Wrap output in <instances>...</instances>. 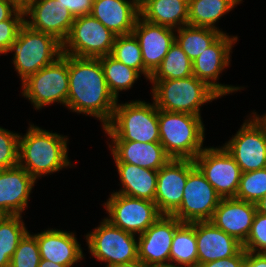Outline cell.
Masks as SVG:
<instances>
[{"label":"cell","instance_id":"681fc988","mask_svg":"<svg viewBox=\"0 0 266 267\" xmlns=\"http://www.w3.org/2000/svg\"><path fill=\"white\" fill-rule=\"evenodd\" d=\"M146 0H136L138 6L140 7Z\"/></svg>","mask_w":266,"mask_h":267},{"label":"cell","instance_id":"4dcf8cb0","mask_svg":"<svg viewBox=\"0 0 266 267\" xmlns=\"http://www.w3.org/2000/svg\"><path fill=\"white\" fill-rule=\"evenodd\" d=\"M110 92L118 100L119 92L129 90L141 75L116 60L111 54L99 57Z\"/></svg>","mask_w":266,"mask_h":267},{"label":"cell","instance_id":"bcb514c9","mask_svg":"<svg viewBox=\"0 0 266 267\" xmlns=\"http://www.w3.org/2000/svg\"><path fill=\"white\" fill-rule=\"evenodd\" d=\"M38 267H66V266L45 259H41Z\"/></svg>","mask_w":266,"mask_h":267},{"label":"cell","instance_id":"f1b7e54d","mask_svg":"<svg viewBox=\"0 0 266 267\" xmlns=\"http://www.w3.org/2000/svg\"><path fill=\"white\" fill-rule=\"evenodd\" d=\"M170 265L173 267H196L198 265L195 222L182 223L175 230L170 249Z\"/></svg>","mask_w":266,"mask_h":267},{"label":"cell","instance_id":"1f68e13d","mask_svg":"<svg viewBox=\"0 0 266 267\" xmlns=\"http://www.w3.org/2000/svg\"><path fill=\"white\" fill-rule=\"evenodd\" d=\"M192 75L193 62L175 41L150 80L181 79Z\"/></svg>","mask_w":266,"mask_h":267},{"label":"cell","instance_id":"3957f363","mask_svg":"<svg viewBox=\"0 0 266 267\" xmlns=\"http://www.w3.org/2000/svg\"><path fill=\"white\" fill-rule=\"evenodd\" d=\"M103 130L111 141L160 142L158 108L154 102L133 100L118 104L117 101Z\"/></svg>","mask_w":266,"mask_h":267},{"label":"cell","instance_id":"7402d4cb","mask_svg":"<svg viewBox=\"0 0 266 267\" xmlns=\"http://www.w3.org/2000/svg\"><path fill=\"white\" fill-rule=\"evenodd\" d=\"M33 235L37 239L41 259L72 267L84 258L81 244L73 232L48 228Z\"/></svg>","mask_w":266,"mask_h":267},{"label":"cell","instance_id":"f35d334b","mask_svg":"<svg viewBox=\"0 0 266 267\" xmlns=\"http://www.w3.org/2000/svg\"><path fill=\"white\" fill-rule=\"evenodd\" d=\"M74 17L90 15L94 0H58Z\"/></svg>","mask_w":266,"mask_h":267},{"label":"cell","instance_id":"f6af8a7d","mask_svg":"<svg viewBox=\"0 0 266 267\" xmlns=\"http://www.w3.org/2000/svg\"><path fill=\"white\" fill-rule=\"evenodd\" d=\"M146 265H144L139 259L133 262H129V263H123V264H118V265H114L112 267H145Z\"/></svg>","mask_w":266,"mask_h":267},{"label":"cell","instance_id":"c3c4849f","mask_svg":"<svg viewBox=\"0 0 266 267\" xmlns=\"http://www.w3.org/2000/svg\"><path fill=\"white\" fill-rule=\"evenodd\" d=\"M145 267H173L171 265H146Z\"/></svg>","mask_w":266,"mask_h":267},{"label":"cell","instance_id":"9a60e30c","mask_svg":"<svg viewBox=\"0 0 266 267\" xmlns=\"http://www.w3.org/2000/svg\"><path fill=\"white\" fill-rule=\"evenodd\" d=\"M182 224L172 215H161L138 235V259L144 265H170V249L175 230Z\"/></svg>","mask_w":266,"mask_h":267},{"label":"cell","instance_id":"ba28073f","mask_svg":"<svg viewBox=\"0 0 266 267\" xmlns=\"http://www.w3.org/2000/svg\"><path fill=\"white\" fill-rule=\"evenodd\" d=\"M85 236L92 257L105 262V267L138 260L135 235L112 225L105 218Z\"/></svg>","mask_w":266,"mask_h":267},{"label":"cell","instance_id":"6da1fadb","mask_svg":"<svg viewBox=\"0 0 266 267\" xmlns=\"http://www.w3.org/2000/svg\"><path fill=\"white\" fill-rule=\"evenodd\" d=\"M69 90L66 107L96 117L104 128L111 120L117 99L110 92L99 58L68 55Z\"/></svg>","mask_w":266,"mask_h":267},{"label":"cell","instance_id":"8d00e7d4","mask_svg":"<svg viewBox=\"0 0 266 267\" xmlns=\"http://www.w3.org/2000/svg\"><path fill=\"white\" fill-rule=\"evenodd\" d=\"M25 19L24 11L19 9L10 19L0 22V55L10 51Z\"/></svg>","mask_w":266,"mask_h":267},{"label":"cell","instance_id":"603a6c76","mask_svg":"<svg viewBox=\"0 0 266 267\" xmlns=\"http://www.w3.org/2000/svg\"><path fill=\"white\" fill-rule=\"evenodd\" d=\"M109 148L115 163H130L154 171L172 159L160 142L112 141Z\"/></svg>","mask_w":266,"mask_h":267},{"label":"cell","instance_id":"484cf974","mask_svg":"<svg viewBox=\"0 0 266 267\" xmlns=\"http://www.w3.org/2000/svg\"><path fill=\"white\" fill-rule=\"evenodd\" d=\"M139 11L140 17L152 24L175 30L188 24L186 0H146Z\"/></svg>","mask_w":266,"mask_h":267},{"label":"cell","instance_id":"ee69618b","mask_svg":"<svg viewBox=\"0 0 266 267\" xmlns=\"http://www.w3.org/2000/svg\"><path fill=\"white\" fill-rule=\"evenodd\" d=\"M11 1L18 9L25 10L34 0H9Z\"/></svg>","mask_w":266,"mask_h":267},{"label":"cell","instance_id":"277c9868","mask_svg":"<svg viewBox=\"0 0 266 267\" xmlns=\"http://www.w3.org/2000/svg\"><path fill=\"white\" fill-rule=\"evenodd\" d=\"M160 143L172 159H191L204 149L202 117L158 109Z\"/></svg>","mask_w":266,"mask_h":267},{"label":"cell","instance_id":"d4e9b609","mask_svg":"<svg viewBox=\"0 0 266 267\" xmlns=\"http://www.w3.org/2000/svg\"><path fill=\"white\" fill-rule=\"evenodd\" d=\"M122 188L115 193L154 202L157 171L130 163H115Z\"/></svg>","mask_w":266,"mask_h":267},{"label":"cell","instance_id":"4fadbf2b","mask_svg":"<svg viewBox=\"0 0 266 267\" xmlns=\"http://www.w3.org/2000/svg\"><path fill=\"white\" fill-rule=\"evenodd\" d=\"M250 117L223 145L242 173L266 168V130L254 115Z\"/></svg>","mask_w":266,"mask_h":267},{"label":"cell","instance_id":"44dd1931","mask_svg":"<svg viewBox=\"0 0 266 267\" xmlns=\"http://www.w3.org/2000/svg\"><path fill=\"white\" fill-rule=\"evenodd\" d=\"M198 264L237 255L243 245L234 237L217 228L211 221L195 222Z\"/></svg>","mask_w":266,"mask_h":267},{"label":"cell","instance_id":"7bdbcfd3","mask_svg":"<svg viewBox=\"0 0 266 267\" xmlns=\"http://www.w3.org/2000/svg\"><path fill=\"white\" fill-rule=\"evenodd\" d=\"M255 204L257 212L266 215V193Z\"/></svg>","mask_w":266,"mask_h":267},{"label":"cell","instance_id":"f546056e","mask_svg":"<svg viewBox=\"0 0 266 267\" xmlns=\"http://www.w3.org/2000/svg\"><path fill=\"white\" fill-rule=\"evenodd\" d=\"M22 215H3L0 218V267H10L19 241L28 232Z\"/></svg>","mask_w":266,"mask_h":267},{"label":"cell","instance_id":"74e56055","mask_svg":"<svg viewBox=\"0 0 266 267\" xmlns=\"http://www.w3.org/2000/svg\"><path fill=\"white\" fill-rule=\"evenodd\" d=\"M242 245L245 251L266 253V215L256 212L249 235Z\"/></svg>","mask_w":266,"mask_h":267},{"label":"cell","instance_id":"30bf717a","mask_svg":"<svg viewBox=\"0 0 266 267\" xmlns=\"http://www.w3.org/2000/svg\"><path fill=\"white\" fill-rule=\"evenodd\" d=\"M222 197L188 159V177L180 207L172 214L182 223L210 221Z\"/></svg>","mask_w":266,"mask_h":267},{"label":"cell","instance_id":"4316f807","mask_svg":"<svg viewBox=\"0 0 266 267\" xmlns=\"http://www.w3.org/2000/svg\"><path fill=\"white\" fill-rule=\"evenodd\" d=\"M243 0H190L188 2V24L218 29L215 23Z\"/></svg>","mask_w":266,"mask_h":267},{"label":"cell","instance_id":"60d3db41","mask_svg":"<svg viewBox=\"0 0 266 267\" xmlns=\"http://www.w3.org/2000/svg\"><path fill=\"white\" fill-rule=\"evenodd\" d=\"M246 267H266V253H255L246 251Z\"/></svg>","mask_w":266,"mask_h":267},{"label":"cell","instance_id":"5b68a950","mask_svg":"<svg viewBox=\"0 0 266 267\" xmlns=\"http://www.w3.org/2000/svg\"><path fill=\"white\" fill-rule=\"evenodd\" d=\"M152 98L158 109L201 116L204 103L221 97L206 82L189 76L181 79L150 80Z\"/></svg>","mask_w":266,"mask_h":267},{"label":"cell","instance_id":"cb8c5ba5","mask_svg":"<svg viewBox=\"0 0 266 267\" xmlns=\"http://www.w3.org/2000/svg\"><path fill=\"white\" fill-rule=\"evenodd\" d=\"M91 15L121 36L133 33L140 11L136 0H94Z\"/></svg>","mask_w":266,"mask_h":267},{"label":"cell","instance_id":"ab89813d","mask_svg":"<svg viewBox=\"0 0 266 267\" xmlns=\"http://www.w3.org/2000/svg\"><path fill=\"white\" fill-rule=\"evenodd\" d=\"M245 257L246 251L242 249L235 256L198 264L196 267H245Z\"/></svg>","mask_w":266,"mask_h":267},{"label":"cell","instance_id":"d6986e66","mask_svg":"<svg viewBox=\"0 0 266 267\" xmlns=\"http://www.w3.org/2000/svg\"><path fill=\"white\" fill-rule=\"evenodd\" d=\"M36 180L19 165L0 172V214L22 215Z\"/></svg>","mask_w":266,"mask_h":267},{"label":"cell","instance_id":"ffe728a7","mask_svg":"<svg viewBox=\"0 0 266 267\" xmlns=\"http://www.w3.org/2000/svg\"><path fill=\"white\" fill-rule=\"evenodd\" d=\"M256 212L255 203L235 197L222 198L210 221L243 244L249 235Z\"/></svg>","mask_w":266,"mask_h":267},{"label":"cell","instance_id":"b9f144b4","mask_svg":"<svg viewBox=\"0 0 266 267\" xmlns=\"http://www.w3.org/2000/svg\"><path fill=\"white\" fill-rule=\"evenodd\" d=\"M19 9L9 0H0V22L10 19Z\"/></svg>","mask_w":266,"mask_h":267},{"label":"cell","instance_id":"9c48e42d","mask_svg":"<svg viewBox=\"0 0 266 267\" xmlns=\"http://www.w3.org/2000/svg\"><path fill=\"white\" fill-rule=\"evenodd\" d=\"M116 35L91 14L75 17L62 54L99 58L112 53Z\"/></svg>","mask_w":266,"mask_h":267},{"label":"cell","instance_id":"7dc6e473","mask_svg":"<svg viewBox=\"0 0 266 267\" xmlns=\"http://www.w3.org/2000/svg\"><path fill=\"white\" fill-rule=\"evenodd\" d=\"M252 115H254L260 121L266 130V114L259 116L256 112H253Z\"/></svg>","mask_w":266,"mask_h":267},{"label":"cell","instance_id":"836d02e7","mask_svg":"<svg viewBox=\"0 0 266 267\" xmlns=\"http://www.w3.org/2000/svg\"><path fill=\"white\" fill-rule=\"evenodd\" d=\"M266 193V168L244 172L235 198L256 203Z\"/></svg>","mask_w":266,"mask_h":267},{"label":"cell","instance_id":"d590c367","mask_svg":"<svg viewBox=\"0 0 266 267\" xmlns=\"http://www.w3.org/2000/svg\"><path fill=\"white\" fill-rule=\"evenodd\" d=\"M19 136L18 133L0 127V167L2 169L18 165Z\"/></svg>","mask_w":266,"mask_h":267},{"label":"cell","instance_id":"5bb4252c","mask_svg":"<svg viewBox=\"0 0 266 267\" xmlns=\"http://www.w3.org/2000/svg\"><path fill=\"white\" fill-rule=\"evenodd\" d=\"M237 41V36H229L227 33H223L193 61V76L206 82L221 97L244 88L217 82L220 73L230 64V53Z\"/></svg>","mask_w":266,"mask_h":267},{"label":"cell","instance_id":"7c38bea8","mask_svg":"<svg viewBox=\"0 0 266 267\" xmlns=\"http://www.w3.org/2000/svg\"><path fill=\"white\" fill-rule=\"evenodd\" d=\"M193 161L222 198L236 196L242 171L223 146L205 147Z\"/></svg>","mask_w":266,"mask_h":267},{"label":"cell","instance_id":"7a4b0ae2","mask_svg":"<svg viewBox=\"0 0 266 267\" xmlns=\"http://www.w3.org/2000/svg\"><path fill=\"white\" fill-rule=\"evenodd\" d=\"M67 141V136L31 124L25 135L19 136L18 165L36 181L38 177L73 166L68 159Z\"/></svg>","mask_w":266,"mask_h":267},{"label":"cell","instance_id":"e575fe53","mask_svg":"<svg viewBox=\"0 0 266 267\" xmlns=\"http://www.w3.org/2000/svg\"><path fill=\"white\" fill-rule=\"evenodd\" d=\"M41 255L37 239L27 232L19 241L10 261V267H38Z\"/></svg>","mask_w":266,"mask_h":267},{"label":"cell","instance_id":"8fae6325","mask_svg":"<svg viewBox=\"0 0 266 267\" xmlns=\"http://www.w3.org/2000/svg\"><path fill=\"white\" fill-rule=\"evenodd\" d=\"M103 206L109 216L105 219L134 235H141L162 215L155 202L115 193V191Z\"/></svg>","mask_w":266,"mask_h":267},{"label":"cell","instance_id":"e0dca14e","mask_svg":"<svg viewBox=\"0 0 266 267\" xmlns=\"http://www.w3.org/2000/svg\"><path fill=\"white\" fill-rule=\"evenodd\" d=\"M175 29L149 23L137 18L133 34L138 39L144 65V77L151 75L160 66L171 45L175 42Z\"/></svg>","mask_w":266,"mask_h":267},{"label":"cell","instance_id":"8992f818","mask_svg":"<svg viewBox=\"0 0 266 267\" xmlns=\"http://www.w3.org/2000/svg\"><path fill=\"white\" fill-rule=\"evenodd\" d=\"M10 52H14L12 63L23 82L60 57L62 43L53 35L33 30L24 23Z\"/></svg>","mask_w":266,"mask_h":267},{"label":"cell","instance_id":"d6a6232c","mask_svg":"<svg viewBox=\"0 0 266 267\" xmlns=\"http://www.w3.org/2000/svg\"><path fill=\"white\" fill-rule=\"evenodd\" d=\"M111 55L126 66L144 75L141 47L135 35L116 36Z\"/></svg>","mask_w":266,"mask_h":267},{"label":"cell","instance_id":"2e32d148","mask_svg":"<svg viewBox=\"0 0 266 267\" xmlns=\"http://www.w3.org/2000/svg\"><path fill=\"white\" fill-rule=\"evenodd\" d=\"M25 24L31 29L53 35L63 43L72 28L75 17L58 0H34L25 10Z\"/></svg>","mask_w":266,"mask_h":267},{"label":"cell","instance_id":"83f0119b","mask_svg":"<svg viewBox=\"0 0 266 267\" xmlns=\"http://www.w3.org/2000/svg\"><path fill=\"white\" fill-rule=\"evenodd\" d=\"M222 34L213 28L187 24L175 30V41L193 62Z\"/></svg>","mask_w":266,"mask_h":267},{"label":"cell","instance_id":"ac0fdd59","mask_svg":"<svg viewBox=\"0 0 266 267\" xmlns=\"http://www.w3.org/2000/svg\"><path fill=\"white\" fill-rule=\"evenodd\" d=\"M188 177V159H171L157 171L154 202L162 215H172L181 205Z\"/></svg>","mask_w":266,"mask_h":267},{"label":"cell","instance_id":"52a82bcc","mask_svg":"<svg viewBox=\"0 0 266 267\" xmlns=\"http://www.w3.org/2000/svg\"><path fill=\"white\" fill-rule=\"evenodd\" d=\"M22 83V96L26 97L35 109L53 103L66 106L69 90L68 55L62 54L53 63L30 75Z\"/></svg>","mask_w":266,"mask_h":267}]
</instances>
